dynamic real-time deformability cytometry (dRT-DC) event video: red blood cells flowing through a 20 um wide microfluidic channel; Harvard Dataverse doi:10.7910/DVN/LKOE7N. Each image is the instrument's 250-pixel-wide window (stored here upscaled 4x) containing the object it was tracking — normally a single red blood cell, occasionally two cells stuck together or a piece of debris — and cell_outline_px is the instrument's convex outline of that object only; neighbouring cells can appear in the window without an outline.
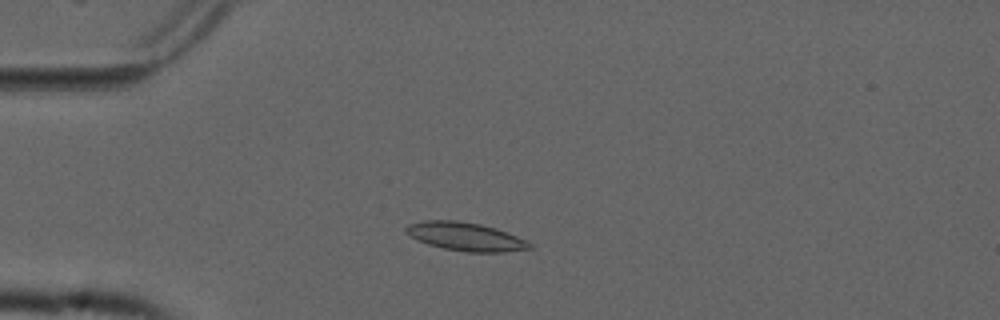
{"species": "common noctule bat (a hibernating species)", "species_latin": "Nyctalus noctula", "temperature_condition": "cold", "stored_images_in_passage": 7, "camera_frame_rate_fps": 3000, "um_per_image_px": 0.085, "animal": {"sex": "male", "forearm_length_mm": 52.5}, "frame": {"image": 1, "passage_image": 2, "time_ms": 0.333, "image_size_px": [1000, 320], "cell_outline_px": [[536, 248], [504, 252], [468, 252], [444, 248], [428, 244], [416, 240], [404, 228], [408, 224], [424, 220], [456, 220], [480, 224], [496, 228], [516, 236], [532, 244]], "centroid_in_image_um": [39.59, 20.11], "position_along_channel_um": 45.4, "area_um2": 20.35}}
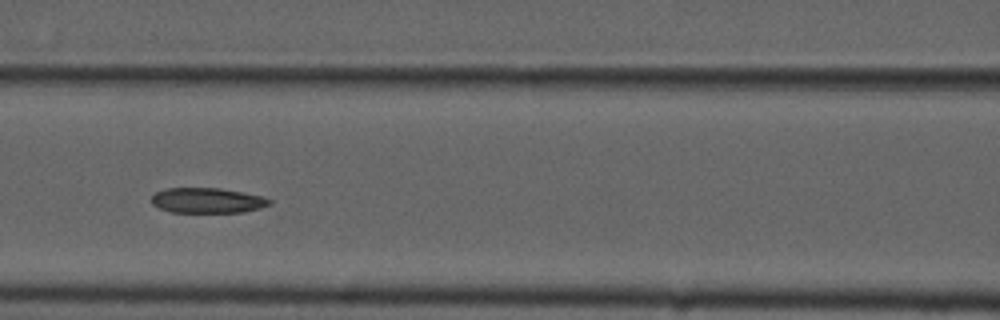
{"frame": {"image": 2, "passage_image": 5, "time_ms": 1.333, "image_size_px": [1000, 320], "cell_outline_px": [[272, 204], [260, 208], [244, 212], [172, 212], [160, 208], [152, 204], [152, 196], [156, 192], [164, 188], [220, 188], [264, 196], [272, 200]], "centroid_in_image_um": [17.66, 17.03], "position_along_channel_um": 148.9, "area_um2": 17.4}}
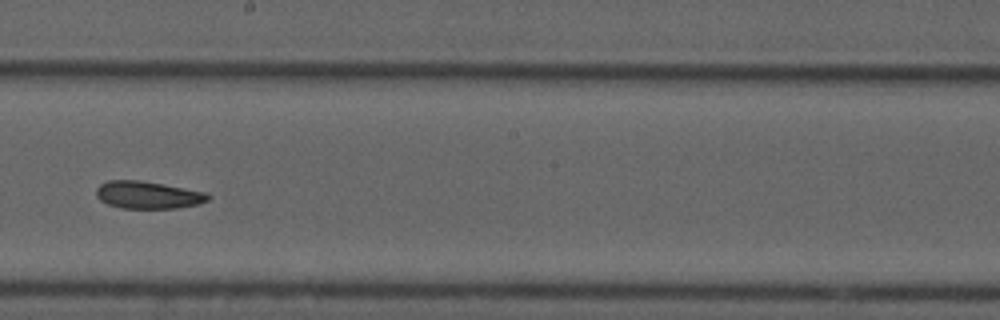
{"frame": {"image": 3, "passage_image": 7, "time_ms": 2.0, "image_size_px": [1000, 320], "cell_outline_px": [[212, 196], [208, 200], [196, 204], [176, 208], [120, 208], [108, 204], [100, 200], [96, 196], [96, 188], [100, 184], [108, 180], [136, 180], [160, 184], [204, 192]], "centroid_in_image_um": [12.52, 16.57], "position_along_channel_um": 235.7, "area_um2": 17.57}}